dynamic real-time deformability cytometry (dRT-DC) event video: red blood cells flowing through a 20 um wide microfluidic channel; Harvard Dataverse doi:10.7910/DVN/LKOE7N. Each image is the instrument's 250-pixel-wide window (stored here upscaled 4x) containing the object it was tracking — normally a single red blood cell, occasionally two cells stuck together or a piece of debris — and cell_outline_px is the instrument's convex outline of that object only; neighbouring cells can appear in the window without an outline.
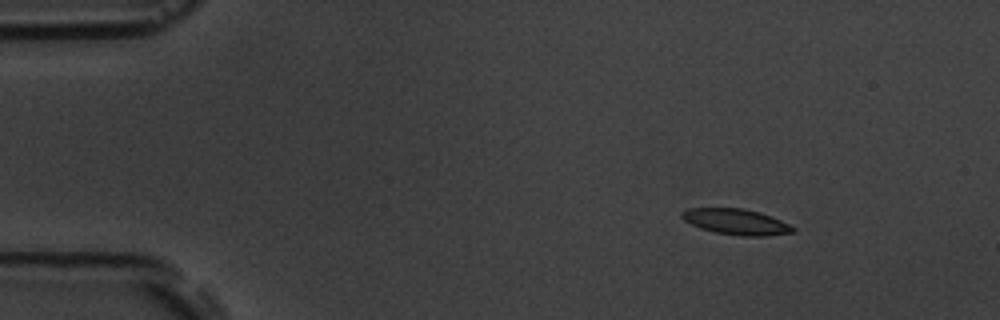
{"species": "common noctule bat (a hibernating species)", "species_latin": "Nyctalus noctula", "temperature_condition": "room temperature", "stored_images_in_passage": 6, "camera_frame_rate_fps": 3000, "um_per_image_px": 0.085, "animal": {"sex": "male", "body_mass_g": 19.5, "forearm_length_mm": 54.6}, "frame": {"image": 1, "passage_image": 2, "time_ms": 1.333, "image_size_px": [1000, 320], "cell_outline_px": [[796, 232], [768, 236], [744, 236], [716, 232], [700, 228], [684, 220], [680, 216], [680, 212], [688, 208], [744, 208], [760, 212], [780, 220], [796, 228]], "centroid_in_image_um": [62.58, 18.85], "position_along_channel_um": 22.4, "area_um2": 16.7}}
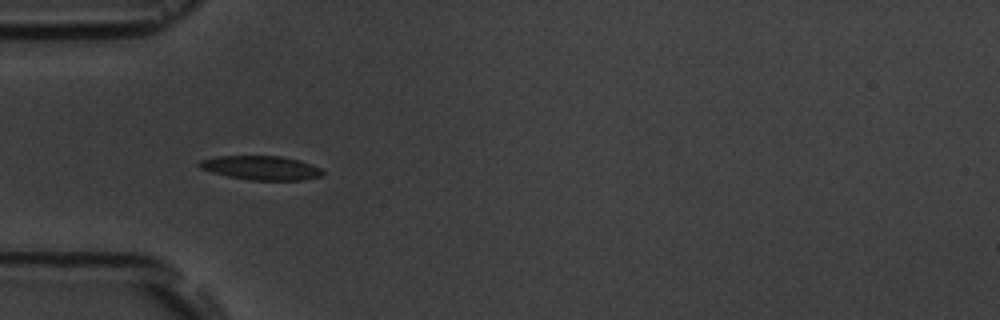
{"frame": {"image": 2, "passage_image": 5, "time_ms": 4.667, "image_size_px": [1000, 320], "cell_outline_px": [[324, 176], [304, 180], [248, 180], [228, 176], [212, 172], [200, 168], [196, 164], [200, 160], [216, 156], [280, 156], [300, 160], [320, 168], [324, 172]], "centroid_in_image_um": [22.2, 14.27], "position_along_channel_um": 62.8, "area_um2": 17.4}}
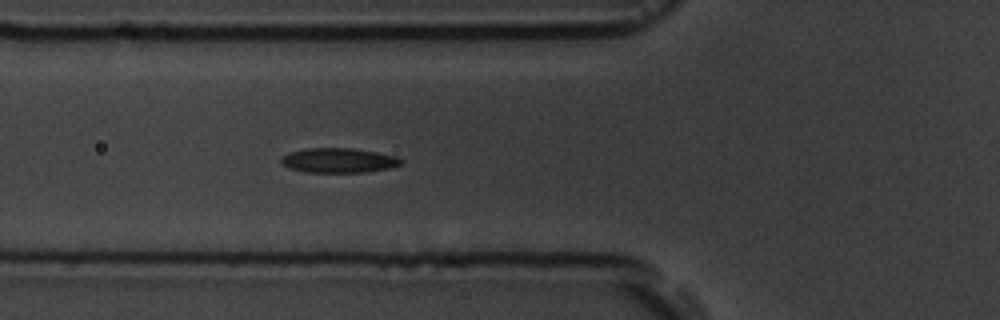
{"frame": {"image": 3, "passage_image": 6, "time_ms": 5.667, "image_size_px": [1000, 320], "cell_outline_px": [[404, 160], [400, 164], [388, 168], [364, 172], [304, 172], [288, 168], [280, 160], [288, 152], [304, 148], [352, 148], [376, 152], [396, 156]], "centroid_in_image_um": [28.76, 13.63], "position_along_channel_um": 97.0, "area_um2": 17.17}}